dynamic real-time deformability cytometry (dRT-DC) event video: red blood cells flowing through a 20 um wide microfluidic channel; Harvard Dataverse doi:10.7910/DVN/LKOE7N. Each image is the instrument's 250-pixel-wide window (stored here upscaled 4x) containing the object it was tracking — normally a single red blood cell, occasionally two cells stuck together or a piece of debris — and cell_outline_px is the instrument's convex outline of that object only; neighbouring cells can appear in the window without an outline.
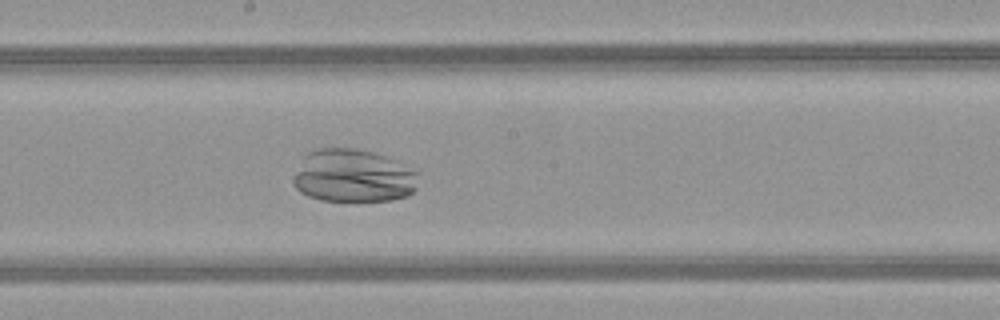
{"species": "common noctule bat (a hibernating species)", "species_latin": "Nyctalus noctula", "temperature_condition": "warm", "stored_images_in_passage": 44, "camera_frame_rate_fps": 3000, "um_per_image_px": 0.085, "animal": {"sex": "female", "body_mass_g": 21.9}, "frame": {"image": 1, "passage_image": 21, "time_ms": 6.667, "image_size_px": [1000, 320], "cell_outline_px": [[420, 172], [416, 188], [408, 196], [392, 200], [320, 200], [308, 196], [300, 192], [292, 184], [292, 176], [304, 156], [308, 152], [320, 148], [356, 148], [372, 152], [396, 160]], "centroid_in_image_um": [30.03, 14.94], "position_along_channel_um": 218.2, "area_um2": 38.96}}